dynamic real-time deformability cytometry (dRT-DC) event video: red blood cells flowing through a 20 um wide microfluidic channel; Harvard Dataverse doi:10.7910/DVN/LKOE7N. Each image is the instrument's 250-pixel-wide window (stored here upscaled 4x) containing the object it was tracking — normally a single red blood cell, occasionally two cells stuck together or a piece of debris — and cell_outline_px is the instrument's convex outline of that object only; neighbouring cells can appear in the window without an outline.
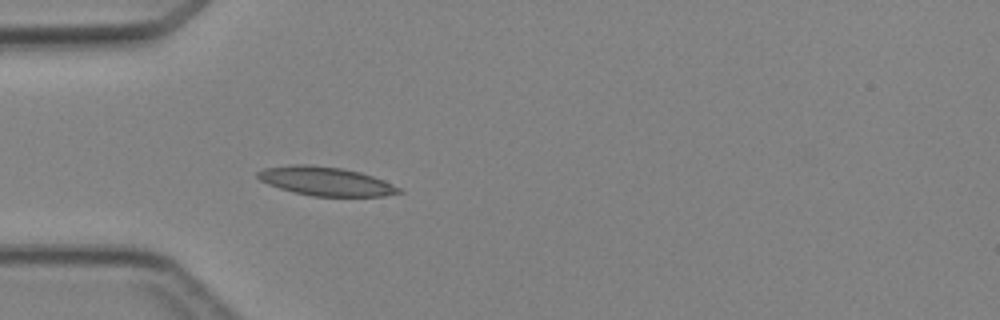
{"species": "Egyptian fruit bat (a non-hibernating species)", "species_latin": "Rousettus aegyptiacus", "temperature_condition": "cold", "stored_images_in_passage": 5, "camera_frame_rate_fps": 3000, "um_per_image_px": 0.085, "animal": {"sex": "female"}, "frame": {"image": 1, "passage_image": 5, "time_ms": 4.667, "image_size_px": [1000, 320], "cell_outline_px": [[404, 192], [384, 196], [312, 196], [292, 192], [268, 184], [260, 180], [256, 176], [256, 172], [264, 168], [292, 164], [308, 164], [344, 168], [360, 172], [384, 180], [400, 188]], "centroid_in_image_um": [27.67, 15.4], "position_along_channel_um": 57.3, "area_um2": 23.81}}